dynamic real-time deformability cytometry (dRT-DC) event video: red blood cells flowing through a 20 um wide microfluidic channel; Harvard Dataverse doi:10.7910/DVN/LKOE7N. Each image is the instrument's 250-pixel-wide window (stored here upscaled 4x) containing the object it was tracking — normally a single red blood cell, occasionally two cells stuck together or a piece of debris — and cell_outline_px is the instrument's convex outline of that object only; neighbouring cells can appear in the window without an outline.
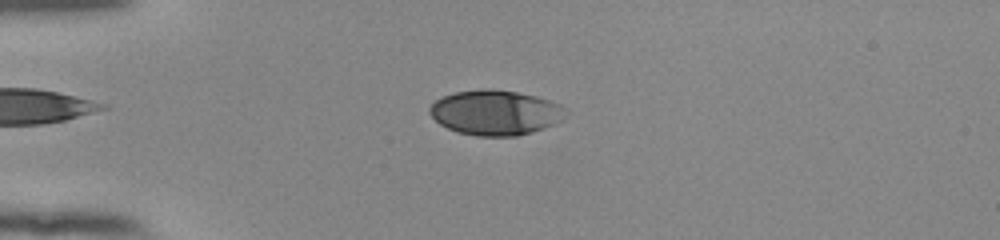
{"species": "human", "species_latin": "Homo sapiens", "temperature_condition": "room temperature", "stored_images_in_passage": 53, "camera_frame_rate_fps": 3000, "um_per_image_px": 0.085, "donor": {"sex": "female"}, "frame": {"image": 1, "passage_image": 14, "time_ms": 4.333, "image_size_px": [1000, 240], "cell_outline_px": [[564, 108], [560, 120], [544, 128], [532, 132], [516, 136], [476, 136], [456, 132], [440, 124], [428, 112], [428, 108], [436, 100], [444, 96], [456, 92], [484, 88], [492, 88], [516, 92], [536, 96], [560, 104]], "centroid_in_image_um": [42.05, 9.57], "position_along_channel_um": 42.9, "area_um2": 35.37}}
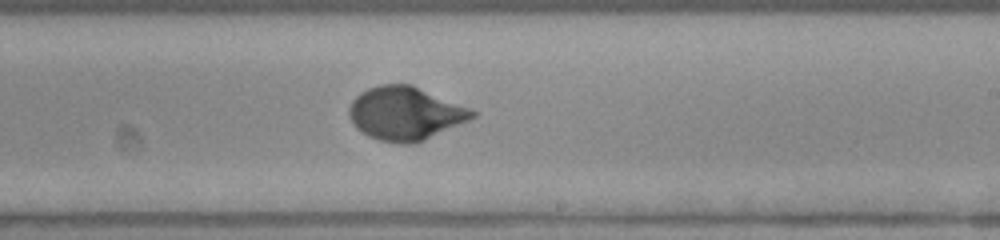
{"frame": {"image": 2, "passage_image": 33, "time_ms": 10.667, "image_size_px": [1000, 240], "cell_outline_px": [[480, 112], [476, 116], [468, 120], [416, 144], [400, 144], [380, 140], [368, 136], [356, 128], [348, 112], [348, 108], [352, 100], [360, 92], [368, 88], [380, 84], [412, 84]], "centroid_in_image_um": [34.45, 9.64], "position_along_channel_um": 254.5, "area_um2": 38.44}}
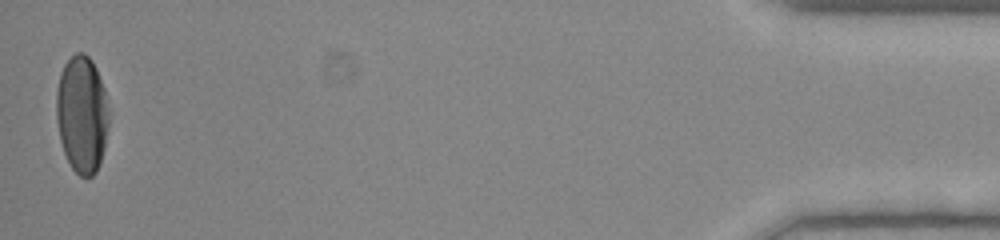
{"frame": {"image": 3, "passage_image": 53, "time_ms": 17.333, "image_size_px": [1000, 240], "cell_outline_px": [[108, 124], [104, 148], [100, 164], [96, 172], [92, 176], [80, 176], [72, 168], [64, 152], [60, 140], [56, 120], [56, 92], [60, 72], [64, 64], [76, 52], [84, 52], [92, 60], [96, 68], [104, 88], [108, 108]], "centroid_in_image_um": [6.95, 9.7], "position_along_channel_um": 428.2, "area_um2": 35.95}, "authors_computed_cell_mechanics": {"area_um2": 36.3562, "velocity_mm_per_s": 3.851, "shape_relaxation_time_tau1_ms": 3.1189, "shape_relaxation_time_tau2_ms": null, "deformation_change_tau1": 0.169, "deformation_change_tau2": null}}